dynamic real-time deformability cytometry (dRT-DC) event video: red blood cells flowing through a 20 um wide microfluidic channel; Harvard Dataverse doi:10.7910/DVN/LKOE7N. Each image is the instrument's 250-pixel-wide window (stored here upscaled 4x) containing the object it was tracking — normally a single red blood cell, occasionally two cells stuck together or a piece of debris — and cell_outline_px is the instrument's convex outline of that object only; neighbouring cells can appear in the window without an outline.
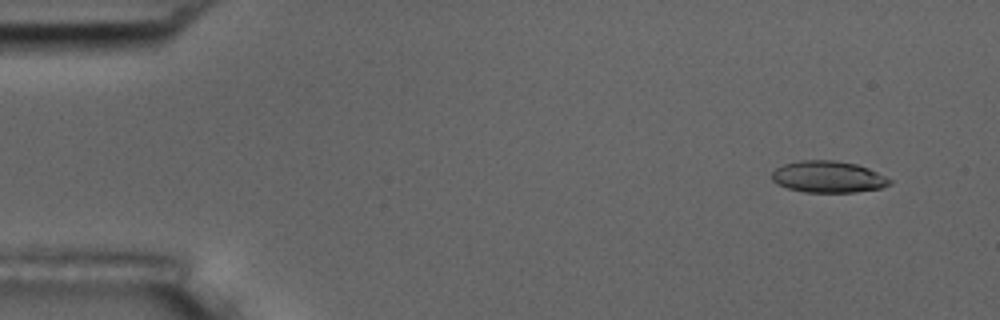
{"species": "common noctule bat (a hibernating species)", "species_latin": "Nyctalus noctula", "temperature_condition": "room temperature", "stored_images_in_passage": 6, "camera_frame_rate_fps": 3000, "um_per_image_px": 0.085, "animal": {"sex": "male", "body_mass_g": 17.5, "forearm_length_mm": 52.3}, "frame": {"image": 1, "passage_image": 1, "time_ms": 0.0, "image_size_px": [1000, 320], "cell_outline_px": [[892, 184], [880, 188], [856, 192], [804, 192], [788, 188], [776, 184], [772, 180], [772, 172], [776, 168], [784, 164], [800, 160], [836, 160], [856, 164], [868, 168], [892, 180]], "centroid_in_image_um": [70.38, 15.03], "position_along_channel_um": 14.6, "area_um2": 21.73}}
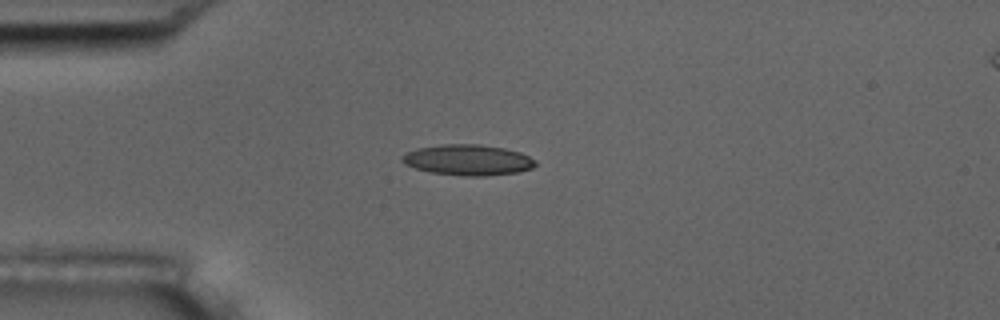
{"frame": {"image": 2, "passage_image": 4, "time_ms": 3.333, "image_size_px": [1000, 320], "cell_outline_px": [[536, 164], [532, 168], [516, 172], [484, 176], [464, 176], [432, 172], [416, 168], [404, 164], [400, 160], [400, 156], [416, 148], [444, 144], [480, 144], [504, 148], [520, 152], [536, 160]], "centroid_in_image_um": [39.76, 13.59], "position_along_channel_um": 45.2, "area_um2": 23.81}}
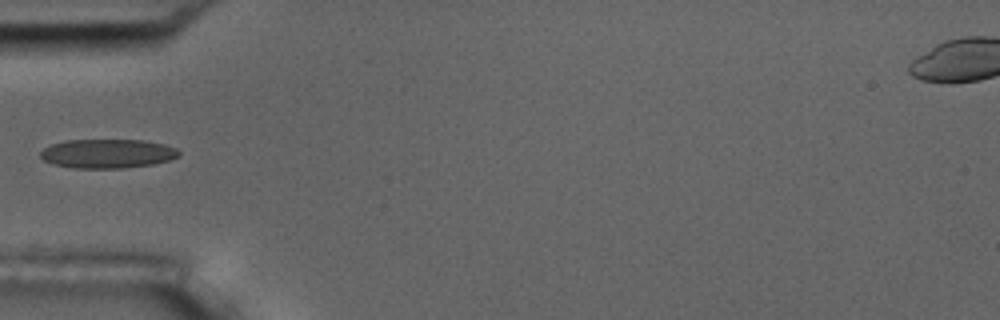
{"frame": {"image": 3, "passage_image": 5, "time_ms": 4.667, "image_size_px": [1000, 320], "cell_outline_px": [[180, 156], [168, 160], [152, 164], [120, 168], [72, 168], [52, 164], [44, 160], [40, 156], [40, 152], [44, 148], [52, 144], [64, 140], [144, 140], [164, 144], [176, 148], [180, 152]], "centroid_in_image_um": [9.12, 13.05], "position_along_channel_um": 75.9, "area_um2": 23.47}}